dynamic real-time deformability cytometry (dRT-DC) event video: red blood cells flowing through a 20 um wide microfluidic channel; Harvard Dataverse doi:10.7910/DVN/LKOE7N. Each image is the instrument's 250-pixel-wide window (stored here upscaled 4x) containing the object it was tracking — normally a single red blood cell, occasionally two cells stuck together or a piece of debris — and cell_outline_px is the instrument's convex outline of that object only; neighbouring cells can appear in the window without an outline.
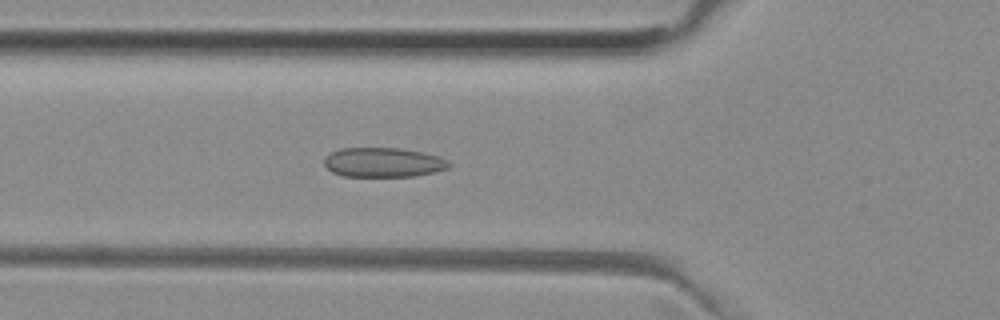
{"species": "common noctule bat (a hibernating species)", "species_latin": "Nyctalus noctula", "temperature_condition": "room temperature", "stored_images_in_passage": 41, "camera_frame_rate_fps": 3000, "um_per_image_px": 0.085, "animal": {"sex": "female", "body_mass_g": 29.2, "forearm_length_mm": 56.3}, "frame": {"image": 1, "passage_image": 8, "time_ms": 2.333, "image_size_px": [1000, 320], "cell_outline_px": [[452, 164], [448, 168], [416, 176], [344, 176], [332, 172], [324, 164], [324, 156], [328, 152], [340, 148], [400, 148], [440, 156], [448, 160]], "centroid_in_image_um": [32.55, 13.79], "position_along_channel_um": 93.2, "area_um2": 21.56}}
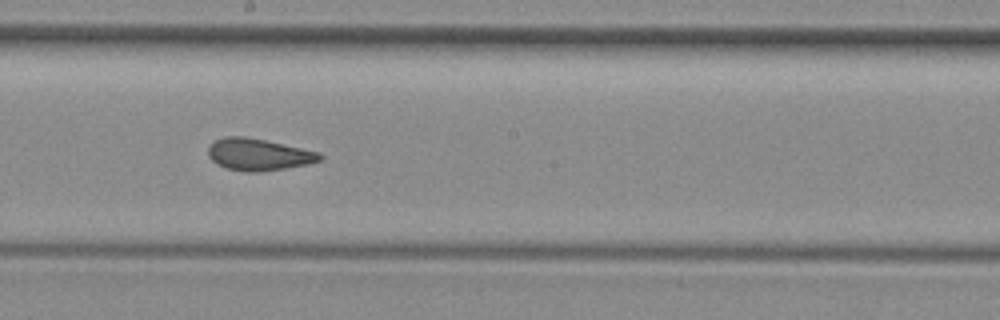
{"frame": {"image": 2, "passage_image": 18, "time_ms": 5.667, "image_size_px": [1000, 320], "cell_outline_px": [[324, 156], [320, 160], [308, 164], [260, 172], [248, 172], [224, 168], [216, 164], [208, 156], [208, 148], [216, 140], [224, 136], [244, 136], [264, 140], [320, 152]], "centroid_in_image_um": [21.96, 13.14], "position_along_channel_um": 226.2, "area_um2": 20.69}}
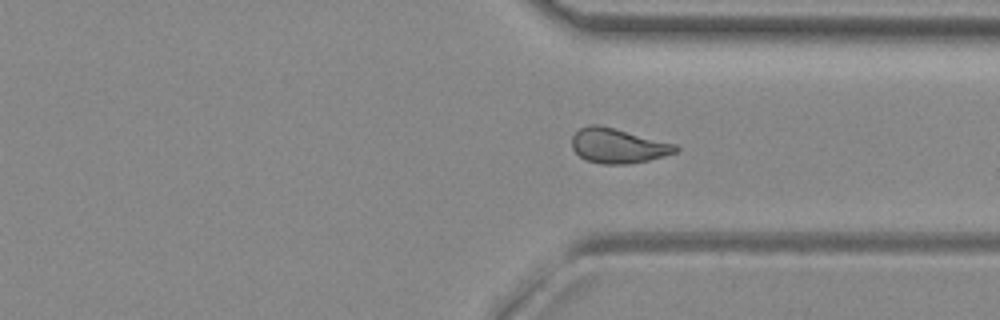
{"frame": {"image": 3, "passage_image": 28, "time_ms": 9.0, "image_size_px": [1000, 320], "cell_outline_px": [[680, 148], [676, 152], [648, 160], [628, 164], [600, 164], [584, 160], [572, 148], [572, 136], [580, 128], [588, 124], [600, 124], [676, 144]], "centroid_in_image_um": [52.5, 12.38], "position_along_channel_um": 358.9, "area_um2": 21.1}, "authors_computed_cell_mechanics": {"area_um2": 20.9814, "velocity_mm_per_s": 3.9833, "shape_relaxation_time_tau1_ms": null, "shape_relaxation_time_tau2_ms": 1.5205, "deformation_change_tau1": null, "deformation_change_tau2": 0.0715}}